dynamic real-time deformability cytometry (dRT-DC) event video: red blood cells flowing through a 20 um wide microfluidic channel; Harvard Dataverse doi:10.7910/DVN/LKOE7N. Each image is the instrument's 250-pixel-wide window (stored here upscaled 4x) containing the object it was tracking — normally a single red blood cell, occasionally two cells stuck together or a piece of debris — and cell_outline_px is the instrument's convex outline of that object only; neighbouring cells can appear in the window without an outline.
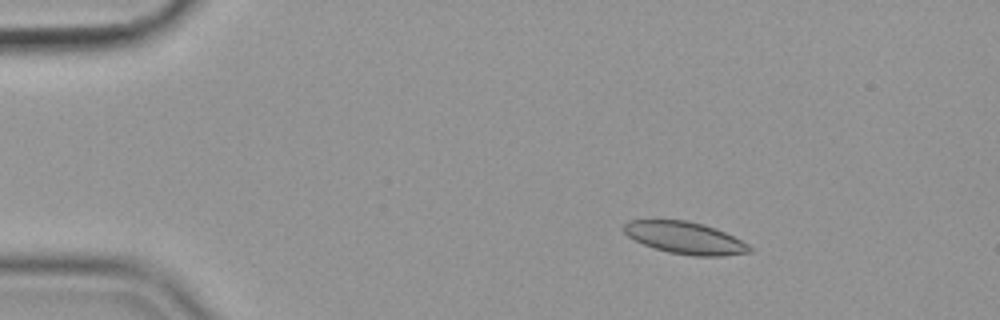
{"species": "common noctule bat (a hibernating species)", "species_latin": "Nyctalus noctula", "temperature_condition": "cold", "stored_images_in_passage": 58, "camera_frame_rate_fps": 3000, "um_per_image_px": 0.085, "animal": {"sex": "female", "body_mass_g": 19.9}, "frame": {"image": 1, "passage_image": 10, "time_ms": 3.0, "image_size_px": [1000, 320], "cell_outline_px": [[752, 252], [724, 256], [692, 256], [668, 252], [652, 248], [628, 236], [624, 232], [624, 224], [628, 220], [684, 220], [704, 224], [716, 228], [748, 244], [752, 248]], "centroid_in_image_um": [58.23, 20.23], "position_along_channel_um": 26.8, "area_um2": 23.47}}
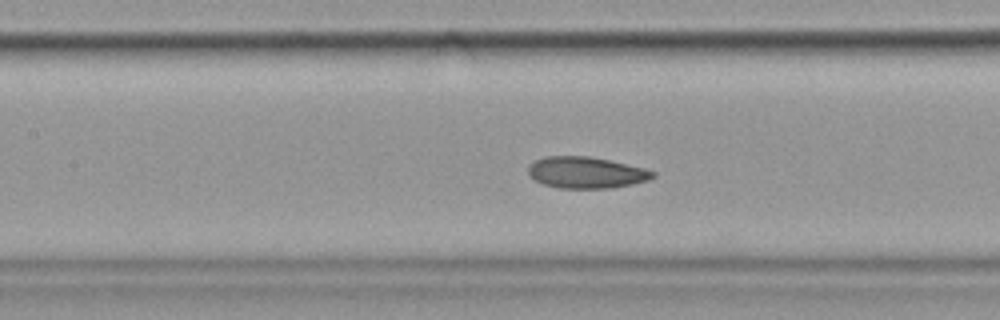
{"frame": {"image": 2, "passage_image": 27, "time_ms": 8.667, "image_size_px": [1000, 320], "cell_outline_px": [[656, 176], [648, 180], [632, 184], [608, 188], [560, 188], [544, 184], [528, 176], [528, 168], [536, 160], [548, 156], [588, 156], [608, 160], [644, 168], [656, 172]], "centroid_in_image_um": [49.83, 14.67], "position_along_channel_um": 157.6, "area_um2": 22.6}}
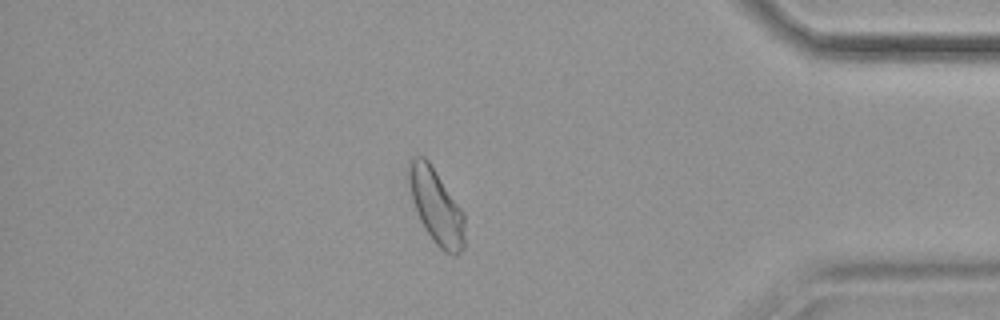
{"frame": {"image": 3, "passage_image": 50, "time_ms": 16.333, "image_size_px": [1000, 320], "cell_outline_px": [[464, 248], [456, 256], [452, 256], [440, 248], [436, 244], [420, 220], [412, 200], [408, 180], [408, 164], [416, 156], [424, 156], [428, 160], [464, 212]], "centroid_in_image_um": [37.09, 17.55], "position_along_channel_um": 398.1, "area_um2": 24.16}, "authors_computed_cell_mechanics": {"area_um2": 23.409, "velocity_mm_per_s": 3.5272, "shape_relaxation_time_tau1_ms": 9.0234, "shape_relaxation_time_tau2_ms": 1.9793, "deformation_change_tau1": 0.1245, "deformation_change_tau2": 0.0733}}